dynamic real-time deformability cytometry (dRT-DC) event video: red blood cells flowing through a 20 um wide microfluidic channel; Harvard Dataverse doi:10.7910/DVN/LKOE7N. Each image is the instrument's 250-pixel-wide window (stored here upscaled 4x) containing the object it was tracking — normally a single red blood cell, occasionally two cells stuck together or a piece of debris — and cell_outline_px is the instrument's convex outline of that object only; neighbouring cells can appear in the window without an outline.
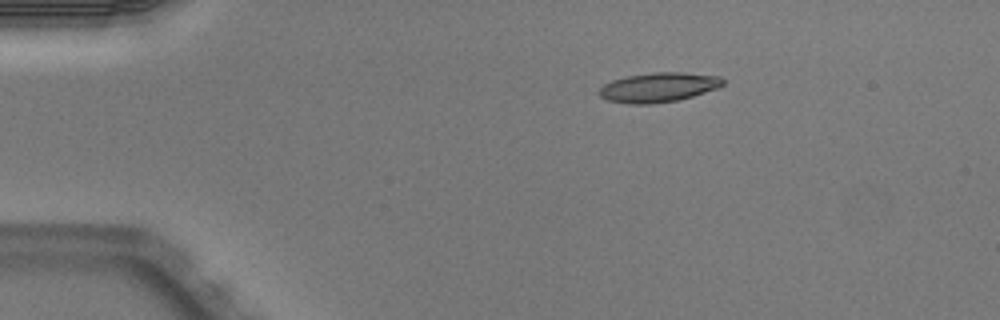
{"species": "Egyptian fruit bat (a non-hibernating species)", "species_latin": "Rousettus aegyptiacus", "temperature_condition": "warm", "stored_images_in_passage": 5, "camera_frame_rate_fps": 3000, "um_per_image_px": 0.085, "animal": {"sex": "male"}, "frame": {"image": 1, "passage_image": 1, "time_ms": 0.0, "image_size_px": [1000, 320], "cell_outline_px": [[724, 84], [720, 88], [692, 96], [676, 100], [652, 104], [628, 104], [608, 100], [600, 96], [596, 92], [604, 84], [612, 80], [628, 76], [656, 72], [680, 72], [720, 76], [724, 80]], "centroid_in_image_um": [55.97, 7.42], "position_along_channel_um": 29.0, "area_um2": 21.33}}
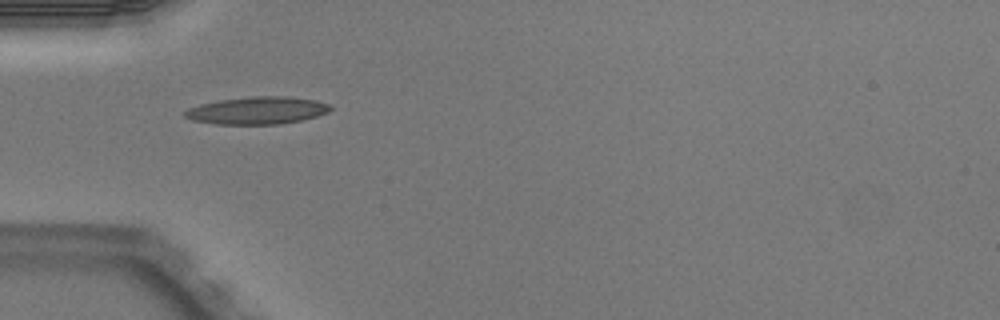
{"frame": {"image": 2, "passage_image": 3, "time_ms": 0.667, "image_size_px": [1000, 320], "cell_outline_px": [[332, 108], [328, 112], [316, 116], [300, 120], [280, 124], [216, 124], [192, 120], [184, 116], [184, 112], [188, 108], [200, 104], [220, 100], [252, 96], [288, 96], [316, 100], [332, 104]], "centroid_in_image_um": [21.89, 9.38], "position_along_channel_um": 63.1, "area_um2": 23.29}}
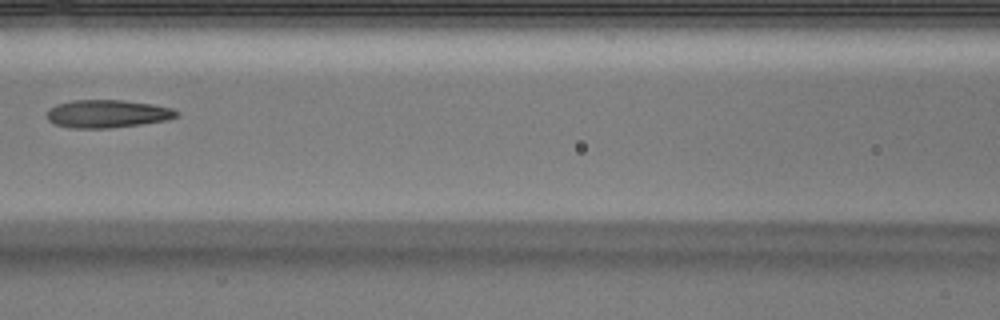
{"frame": {"image": 3, "passage_image": 5, "time_ms": 1.333, "image_size_px": [1000, 320], "cell_outline_px": [[180, 112], [176, 116], [168, 120], [140, 124], [108, 128], [72, 128], [56, 124], [48, 120], [48, 108], [56, 104], [72, 100], [124, 100], [152, 104], [172, 108]], "centroid_in_image_um": [9.13, 9.66], "position_along_channel_um": 157.5, "area_um2": 21.04}}